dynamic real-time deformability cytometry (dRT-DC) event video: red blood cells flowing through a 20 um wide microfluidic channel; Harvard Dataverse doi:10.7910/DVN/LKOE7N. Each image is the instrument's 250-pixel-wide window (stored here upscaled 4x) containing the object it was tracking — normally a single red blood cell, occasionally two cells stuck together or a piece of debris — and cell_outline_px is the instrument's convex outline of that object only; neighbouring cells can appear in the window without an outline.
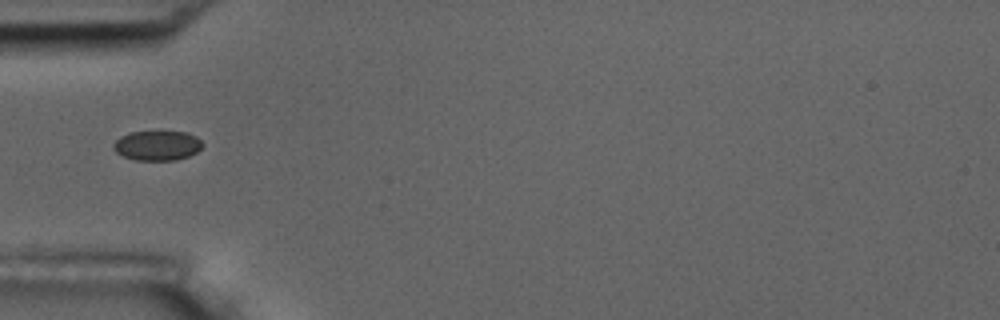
{"species": "common noctule bat (a hibernating species)", "species_latin": "Nyctalus noctula", "temperature_condition": "room temperature", "stored_images_in_passage": 11, "camera_frame_rate_fps": 3000, "um_per_image_px": 0.085, "animal": {"sex": "male", "body_mass_g": 17.5, "forearm_length_mm": 52.3}, "frame": {"image": 1, "passage_image": 1, "time_ms": 0.0, "image_size_px": [1000, 320], "cell_outline_px": [[204, 144], [196, 152], [188, 156], [176, 160], [136, 160], [124, 156], [116, 152], [112, 148], [112, 144], [120, 136], [132, 132], [188, 132], [196, 136]], "centroid_in_image_um": [13.36, 12.37], "position_along_channel_um": 71.6, "area_um2": 15.37}}
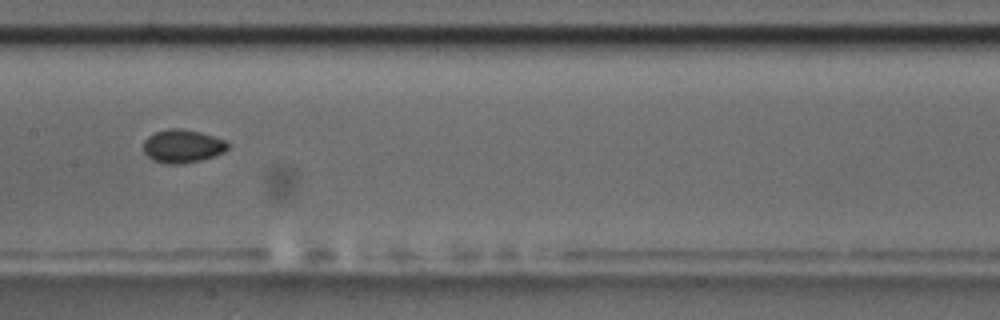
{"frame": {"image": 2, "passage_image": 4, "time_ms": 1.0, "image_size_px": [1000, 320], "cell_outline_px": [[228, 148], [224, 152], [200, 160], [180, 164], [164, 164], [152, 160], [144, 152], [144, 140], [148, 136], [156, 132], [168, 128], [180, 128], [200, 132], [224, 140], [228, 144]], "centroid_in_image_um": [15.48, 12.42], "position_along_channel_um": 191.9, "area_um2": 16.24}}
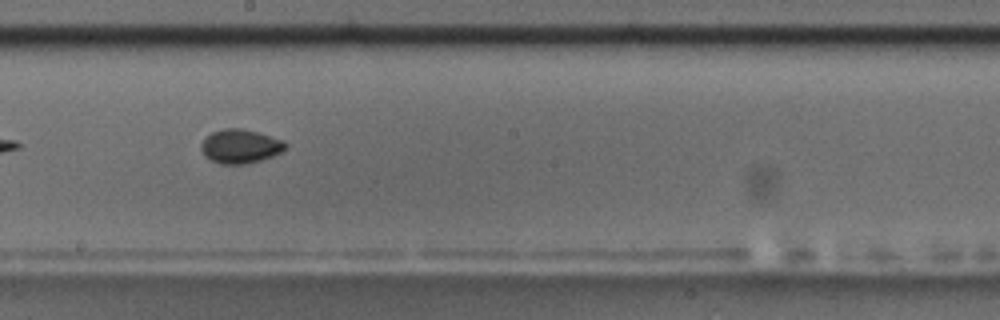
{"frame": {"image": 3, "passage_image": 5, "time_ms": 1.333, "image_size_px": [1000, 320], "cell_outline_px": [[288, 148], [272, 156], [248, 164], [220, 164], [204, 156], [200, 148], [200, 144], [212, 132], [224, 128], [240, 128], [256, 132], [284, 140], [288, 144]], "centroid_in_image_um": [20.43, 12.44], "position_along_channel_um": 227.8, "area_um2": 16.7}}